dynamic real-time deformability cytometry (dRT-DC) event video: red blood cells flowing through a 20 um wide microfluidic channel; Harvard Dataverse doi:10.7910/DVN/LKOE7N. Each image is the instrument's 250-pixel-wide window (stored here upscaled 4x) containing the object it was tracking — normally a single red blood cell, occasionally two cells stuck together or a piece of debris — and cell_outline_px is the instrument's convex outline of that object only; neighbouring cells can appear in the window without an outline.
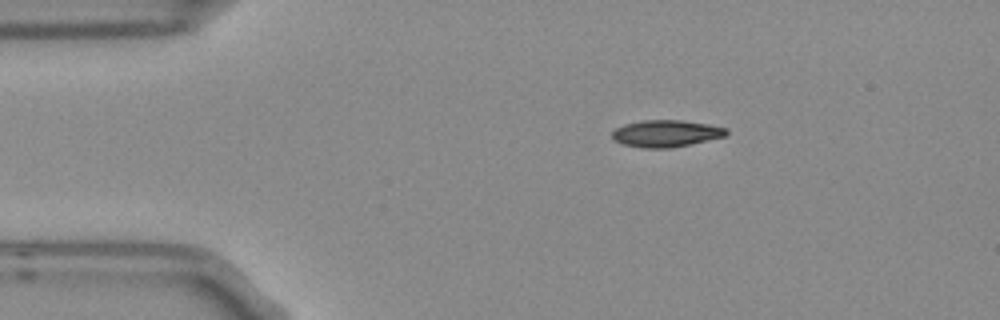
{"species": "Egyptian fruit bat (a non-hibernating species)", "species_latin": "Rousettus aegyptiacus", "temperature_condition": "room temperature", "stored_images_in_passage": 2, "camera_frame_rate_fps": 3000, "um_per_image_px": 0.085, "frame": {"image": 1, "passage_image": 2, "time_ms": 0.333, "image_size_px": [1000, 320], "cell_outline_px": [[728, 132], [724, 136], [688, 144], [668, 148], [644, 148], [624, 144], [612, 140], [612, 132], [616, 128], [624, 124], [640, 120], [684, 120], [708, 124], [728, 128]], "centroid_in_image_um": [56.58, 11.33], "position_along_channel_um": 28.4, "area_um2": 17.8}}